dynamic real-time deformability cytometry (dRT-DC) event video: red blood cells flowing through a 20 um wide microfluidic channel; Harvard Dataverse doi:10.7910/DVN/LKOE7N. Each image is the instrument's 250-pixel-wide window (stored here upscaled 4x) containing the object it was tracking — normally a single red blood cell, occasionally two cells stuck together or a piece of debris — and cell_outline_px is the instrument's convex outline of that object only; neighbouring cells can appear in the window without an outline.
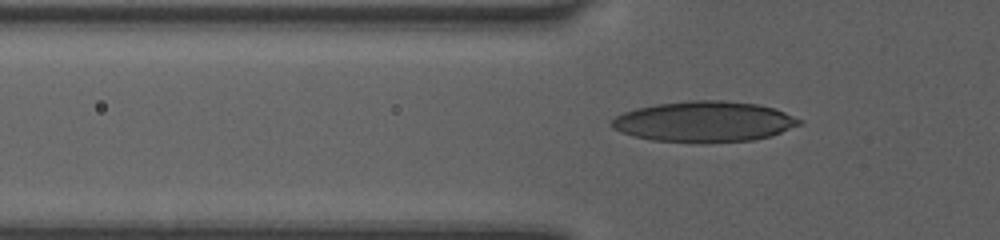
{"species": "human", "species_latin": "Homo sapiens", "temperature_condition": "room temperature", "stored_images_in_passage": 41, "camera_frame_rate_fps": 3000, "um_per_image_px": 0.085, "donor": {"sex": "female"}, "frame": {"image": 1, "passage_image": 12, "time_ms": 3.667, "image_size_px": [1000, 240], "cell_outline_px": [[804, 124], [772, 136], [752, 140], [700, 144], [652, 140], [632, 136], [620, 132], [612, 128], [608, 124], [616, 116], [624, 112], [636, 108], [656, 104], [688, 100], [720, 100], [756, 104], [776, 108], [804, 120]], "centroid_in_image_um": [59.88, 10.35], "position_along_channel_um": 65.9, "area_um2": 45.32}}
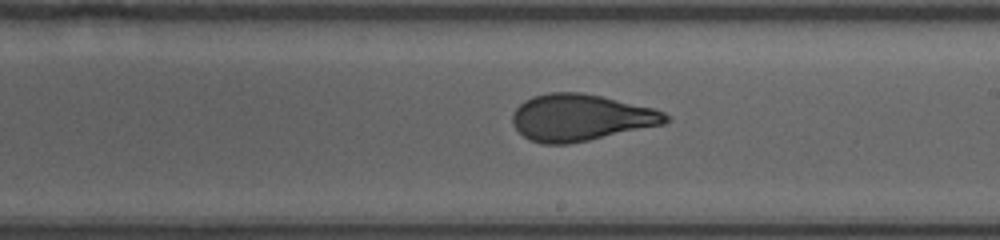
{"frame": {"image": 2, "passage_image": 25, "time_ms": 8.0, "image_size_px": [1000, 240], "cell_outline_px": [[672, 116], [664, 124], [588, 140], [568, 144], [540, 144], [528, 140], [512, 124], [512, 112], [524, 100], [532, 96], [552, 92], [580, 92], [600, 96], [652, 108], [664, 112]], "centroid_in_image_um": [49.32, 10.0], "position_along_channel_um": 239.7, "area_um2": 41.56}}
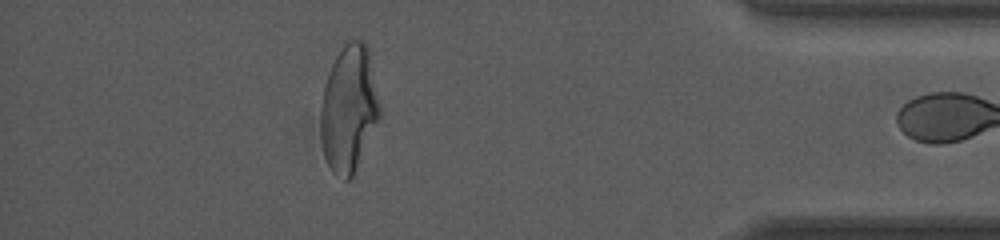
{"frame": {"image": 3, "passage_image": 40, "time_ms": 13.0, "image_size_px": [1000, 240], "cell_outline_px": [[380, 116], [356, 172], [348, 180], [344, 180], [332, 172], [324, 156], [320, 140], [320, 108], [324, 88], [328, 72], [344, 40], [364, 40], [368, 44], [380, 108]], "centroid_in_image_um": [29.64, 9.23], "position_along_channel_um": 405.6, "area_um2": 44.16}}